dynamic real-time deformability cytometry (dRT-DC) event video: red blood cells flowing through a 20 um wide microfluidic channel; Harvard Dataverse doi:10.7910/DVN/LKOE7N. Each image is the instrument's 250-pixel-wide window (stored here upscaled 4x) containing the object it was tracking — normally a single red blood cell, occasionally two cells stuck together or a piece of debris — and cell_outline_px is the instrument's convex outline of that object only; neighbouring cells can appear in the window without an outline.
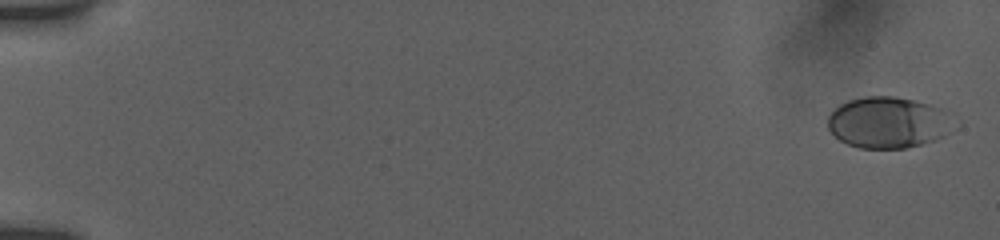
{"species": "human", "species_latin": "Homo sapiens", "temperature_condition": "room temperature", "stored_images_in_passage": 18, "camera_frame_rate_fps": 3000, "um_per_image_px": 0.085, "donor": {"sex": "female"}, "frame": {"image": 1, "passage_image": 2, "time_ms": 0.333, "image_size_px": [1000, 240], "cell_outline_px": [[944, 136], [920, 144], [904, 148], [860, 148], [848, 144], [840, 140], [828, 128], [828, 116], [840, 104], [848, 100], [864, 96], [896, 96], [916, 100], [944, 108]], "centroid_in_image_um": [75.35, 10.39], "position_along_channel_um": 9.7, "area_um2": 36.53}}
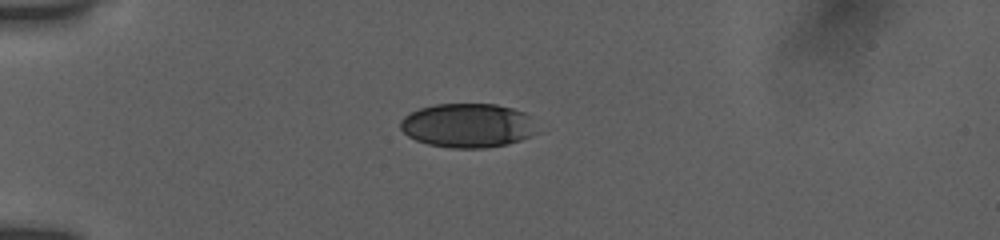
{"frame": {"image": 2, "passage_image": 13, "time_ms": 5.0, "image_size_px": [1000, 240], "cell_outline_px": [[540, 132], [520, 140], [508, 144], [484, 148], [452, 148], [428, 144], [416, 140], [408, 136], [400, 128], [400, 120], [404, 116], [420, 108], [436, 104], [496, 104], [512, 108], [524, 112], [528, 116]], "centroid_in_image_um": [39.76, 10.67], "position_along_channel_um": 45.2, "area_um2": 35.2}}
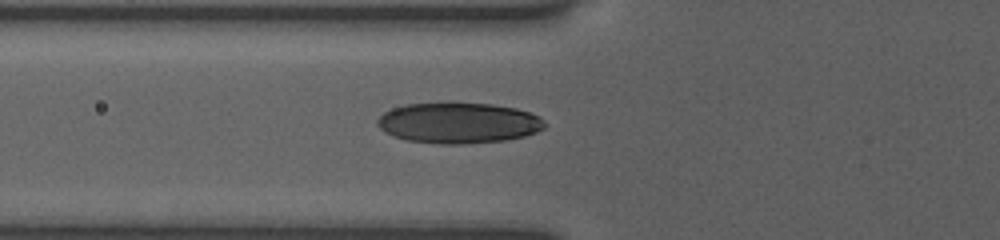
{"frame": {"image": 3, "passage_image": 18, "time_ms": 7.0, "image_size_px": [1000, 240], "cell_outline_px": [[544, 128], [536, 132], [524, 136], [508, 140], [464, 144], [440, 144], [408, 140], [392, 136], [384, 132], [376, 124], [376, 120], [384, 112], [392, 108], [404, 104], [448, 100], [492, 104], [516, 108], [540, 116], [544, 120]], "centroid_in_image_um": [38.93, 10.41], "position_along_channel_um": 86.9, "area_um2": 40.81}}